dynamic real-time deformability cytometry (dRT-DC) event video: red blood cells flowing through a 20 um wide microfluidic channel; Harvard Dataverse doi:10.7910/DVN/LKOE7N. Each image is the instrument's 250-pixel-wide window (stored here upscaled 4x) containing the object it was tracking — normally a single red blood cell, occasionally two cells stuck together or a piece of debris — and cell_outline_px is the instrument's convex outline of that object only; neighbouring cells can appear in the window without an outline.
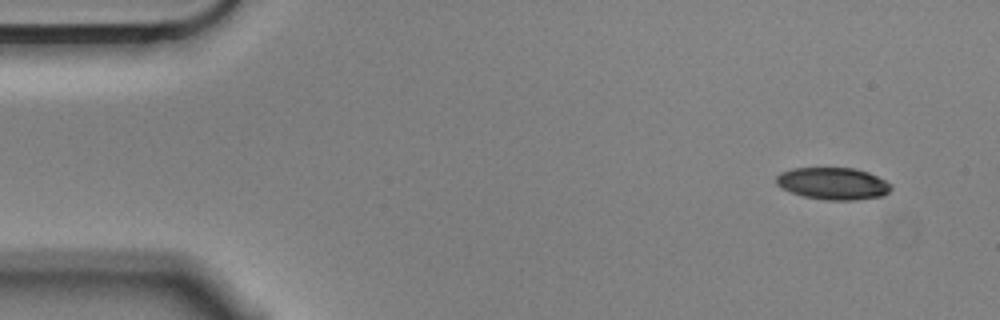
{"species": "Egyptian fruit bat (a non-hibernating species)", "species_latin": "Rousettus aegyptiacus", "temperature_condition": "cold", "stored_images_in_passage": 15, "camera_frame_rate_fps": 3000, "um_per_image_px": 0.085, "animal": {"sex": "male"}, "frame": {"image": 1, "passage_image": 1, "time_ms": 0.0, "image_size_px": [1000, 320], "cell_outline_px": [[892, 188], [884, 196], [852, 200], [828, 200], [804, 196], [792, 192], [776, 184], [776, 176], [780, 172], [792, 168], [856, 168], [868, 172], [892, 184]], "centroid_in_image_um": [70.82, 15.59], "position_along_channel_um": 14.2, "area_um2": 21.39}}
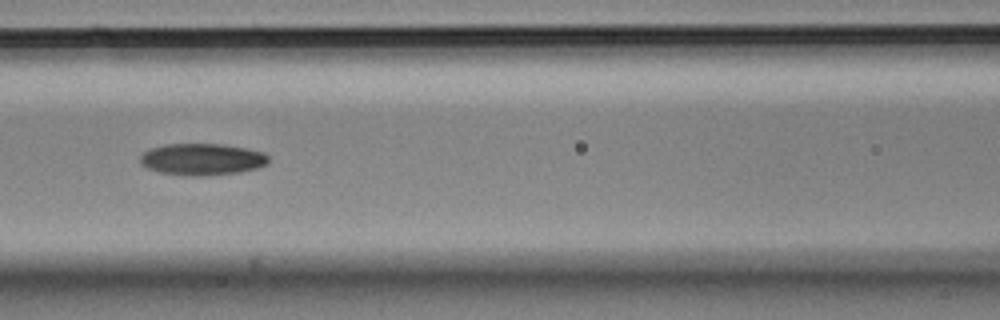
{"frame": {"image": 2, "passage_image": 6, "time_ms": 1.667, "image_size_px": [1000, 320], "cell_outline_px": [[268, 164], [256, 168], [240, 172], [208, 176], [188, 176], [160, 172], [148, 168], [140, 164], [140, 156], [144, 152], [152, 148], [164, 144], [224, 144], [264, 152], [268, 156]], "centroid_in_image_um": [17.18, 13.54], "position_along_channel_um": 149.4, "area_um2": 23.81}}
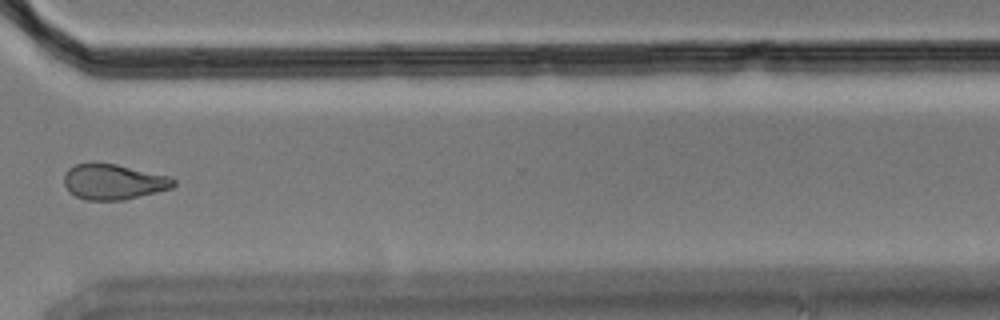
{"frame": {"image": 3, "passage_image": 11, "time_ms": 3.333, "image_size_px": [1000, 320], "cell_outline_px": [[176, 184], [172, 188], [124, 200], [84, 200], [68, 192], [64, 184], [64, 176], [68, 168], [76, 164], [116, 164], [168, 176], [176, 180]], "centroid_in_image_um": [9.63, 15.47], "position_along_channel_um": 361.0, "area_um2": 22.43}}